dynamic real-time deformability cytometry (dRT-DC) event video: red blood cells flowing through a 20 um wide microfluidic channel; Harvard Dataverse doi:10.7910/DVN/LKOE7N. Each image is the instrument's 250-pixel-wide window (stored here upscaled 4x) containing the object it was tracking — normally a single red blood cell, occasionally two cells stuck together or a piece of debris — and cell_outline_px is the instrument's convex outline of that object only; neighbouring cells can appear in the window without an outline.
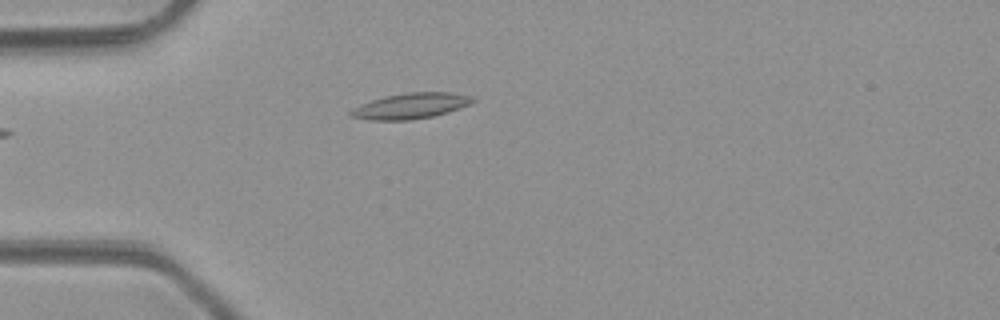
{"species": "common noctule bat (a hibernating species)", "species_latin": "Nyctalus noctula", "temperature_condition": "room temperature", "stored_images_in_passage": 1, "camera_frame_rate_fps": 3000, "um_per_image_px": 0.085, "animal": {"sex": "male", "body_mass_g": 23.1, "forearm_length_mm": 52.7}, "frame": {"image": 1, "passage_image": 1, "time_ms": 0.0, "image_size_px": [1000, 320], "cell_outline_px": [[476, 100], [460, 108], [448, 112], [432, 116], [408, 120], [372, 120], [352, 116], [348, 112], [352, 108], [372, 100], [384, 96], [408, 92], [452, 92], [472, 96]], "centroid_in_image_um": [34.93, 8.99], "position_along_channel_um": 50.1, "area_um2": 18.09}}